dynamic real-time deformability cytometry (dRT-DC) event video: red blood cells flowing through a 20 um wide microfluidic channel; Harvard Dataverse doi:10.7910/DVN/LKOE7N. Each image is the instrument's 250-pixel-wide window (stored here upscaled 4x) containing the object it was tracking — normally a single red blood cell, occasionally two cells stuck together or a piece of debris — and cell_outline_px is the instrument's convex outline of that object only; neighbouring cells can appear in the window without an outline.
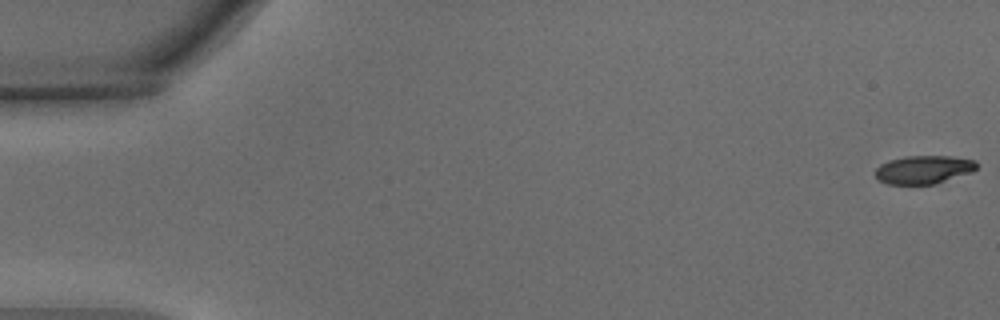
{"species": "common noctule bat (a hibernating species)", "species_latin": "Nyctalus noctula", "temperature_condition": "warm", "stored_images_in_passage": 56, "camera_frame_rate_fps": 3000, "um_per_image_px": 0.085, "animal": {"sex": "male", "body_mass_g": 15.6}, "frame": {"image": 1, "passage_image": 1, "time_ms": 0.0, "image_size_px": [1000, 320], "cell_outline_px": [[976, 168], [972, 172], [936, 184], [888, 184], [880, 180], [876, 176], [876, 168], [880, 164], [888, 160], [904, 156], [952, 156], [976, 160]], "centroid_in_image_um": [78.52, 14.41], "position_along_channel_um": 6.5, "area_um2": 16.76}}
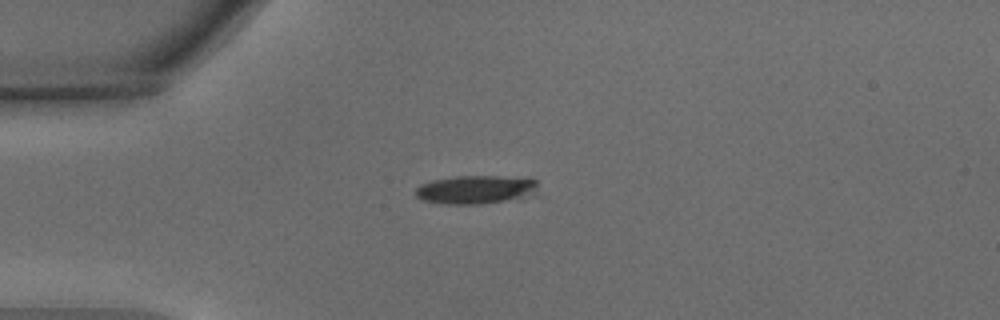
{"frame": {"image": 2, "passage_image": 15, "time_ms": 4.667, "image_size_px": [1000, 320], "cell_outline_px": [[536, 196], [524, 200], [480, 204], [444, 204], [420, 200], [412, 192], [420, 184], [432, 180], [456, 176], [500, 176], [536, 180]], "centroid_in_image_um": [40.46, 16.15], "position_along_channel_um": 44.5, "area_um2": 21.04}}